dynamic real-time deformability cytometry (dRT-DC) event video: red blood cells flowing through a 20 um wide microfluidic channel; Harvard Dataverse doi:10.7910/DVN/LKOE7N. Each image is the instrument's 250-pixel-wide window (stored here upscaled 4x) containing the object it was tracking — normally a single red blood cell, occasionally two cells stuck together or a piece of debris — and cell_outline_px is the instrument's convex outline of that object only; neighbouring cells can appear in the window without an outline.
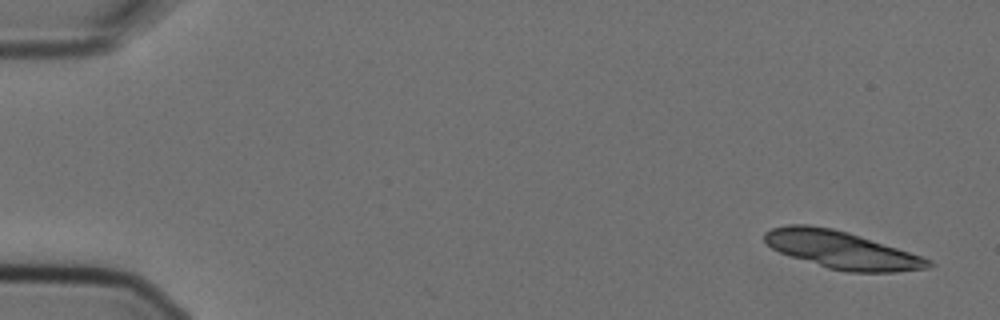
{"species": "Egyptian fruit bat (a non-hibernating species)", "species_latin": "Rousettus aegyptiacus", "temperature_condition": "cold", "stored_images_in_passage": 5, "camera_frame_rate_fps": 3000, "um_per_image_px": 0.085, "animal": {"sex": "female"}, "frame": {"image": 1, "passage_image": 1, "time_ms": 0.0, "image_size_px": [1000, 320], "cell_outline_px": [[936, 264], [928, 268], [896, 272], [848, 272], [828, 268], [780, 252], [772, 248], [764, 240], [764, 232], [772, 228], [788, 224], [808, 224], [832, 228], [848, 232], [932, 260]], "centroid_in_image_um": [71.53, 21.24], "position_along_channel_um": 13.5, "area_um2": 35.43}}